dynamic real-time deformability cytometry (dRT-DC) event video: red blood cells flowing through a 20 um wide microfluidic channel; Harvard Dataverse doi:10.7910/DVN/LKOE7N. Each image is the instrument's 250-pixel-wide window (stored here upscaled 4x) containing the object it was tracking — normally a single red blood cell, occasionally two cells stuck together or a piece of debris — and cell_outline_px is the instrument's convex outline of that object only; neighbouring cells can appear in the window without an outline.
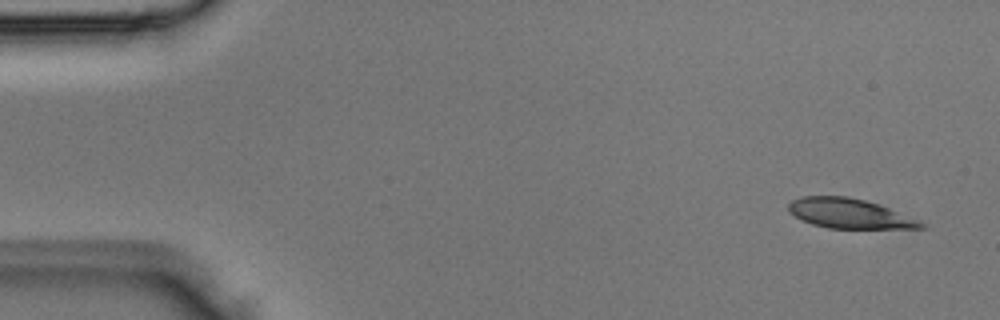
{"species": "Egyptian fruit bat (a non-hibernating species)", "species_latin": "Rousettus aegyptiacus", "temperature_condition": "room temperature", "stored_images_in_passage": 4, "camera_frame_rate_fps": 3000, "um_per_image_px": 0.085, "animal": {"sex": "male"}, "frame": {"image": 1, "passage_image": 1, "time_ms": 0.0, "image_size_px": [1000, 320], "cell_outline_px": [[928, 228], [828, 228], [812, 224], [788, 212], [788, 204], [792, 200], [800, 196], [848, 196], [864, 200], [888, 208], [928, 224]], "centroid_in_image_um": [72.19, 18.15], "position_along_channel_um": 12.8, "area_um2": 22.72}}
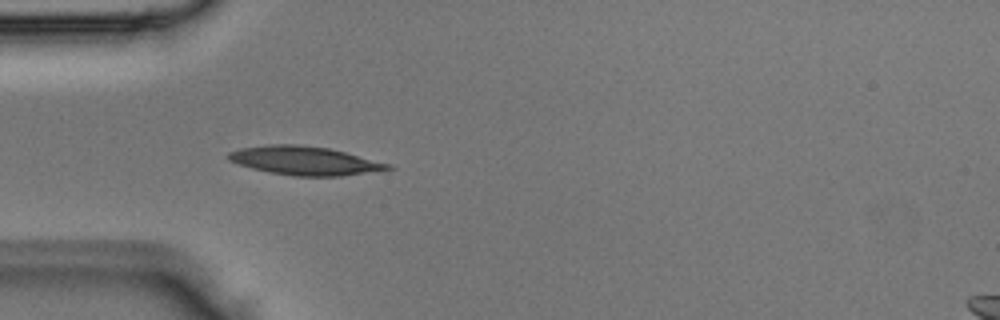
{"frame": {"image": 2, "passage_image": 4, "time_ms": 1.0, "image_size_px": [1000, 320], "cell_outline_px": [[396, 168], [340, 176], [292, 176], [268, 172], [252, 168], [228, 160], [228, 152], [240, 148], [268, 144], [296, 144], [328, 148], [392, 164]], "centroid_in_image_um": [25.89, 13.66], "position_along_channel_um": 59.1, "area_um2": 26.53}}